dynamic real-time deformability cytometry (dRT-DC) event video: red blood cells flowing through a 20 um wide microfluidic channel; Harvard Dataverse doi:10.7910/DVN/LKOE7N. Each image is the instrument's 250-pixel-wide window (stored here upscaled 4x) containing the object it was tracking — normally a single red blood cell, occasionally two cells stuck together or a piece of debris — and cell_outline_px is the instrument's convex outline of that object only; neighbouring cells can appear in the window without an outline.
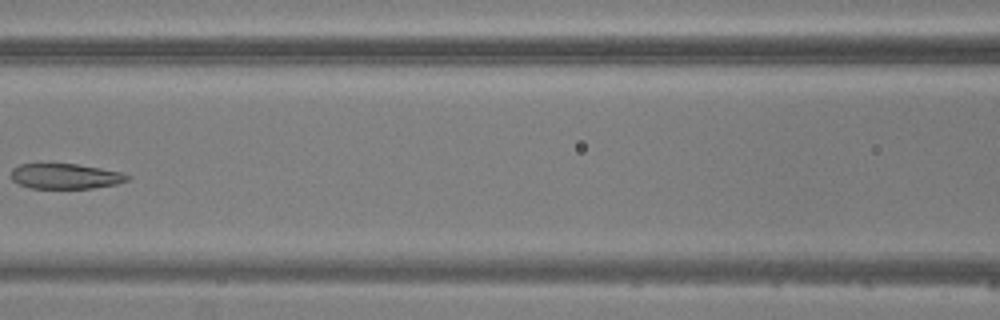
{"species": "common noctule bat (a hibernating species)", "species_latin": "Nyctalus noctula", "temperature_condition": "warm", "stored_images_in_passage": 4, "camera_frame_rate_fps": 3000, "um_per_image_px": 0.085, "animal": {"sex": "male", "body_mass_g": 20.5, "forearm_length_mm": 52.5}, "frame": {"image": 1, "passage_image": 4, "time_ms": 4.667, "image_size_px": [1000, 320], "cell_outline_px": [[132, 176], [128, 180], [116, 184], [92, 188], [32, 188], [20, 184], [12, 180], [12, 168], [20, 164], [76, 164], [100, 168], [120, 172]], "centroid_in_image_um": [5.57, 14.98], "position_along_channel_um": 161.0, "area_um2": 16.94}}